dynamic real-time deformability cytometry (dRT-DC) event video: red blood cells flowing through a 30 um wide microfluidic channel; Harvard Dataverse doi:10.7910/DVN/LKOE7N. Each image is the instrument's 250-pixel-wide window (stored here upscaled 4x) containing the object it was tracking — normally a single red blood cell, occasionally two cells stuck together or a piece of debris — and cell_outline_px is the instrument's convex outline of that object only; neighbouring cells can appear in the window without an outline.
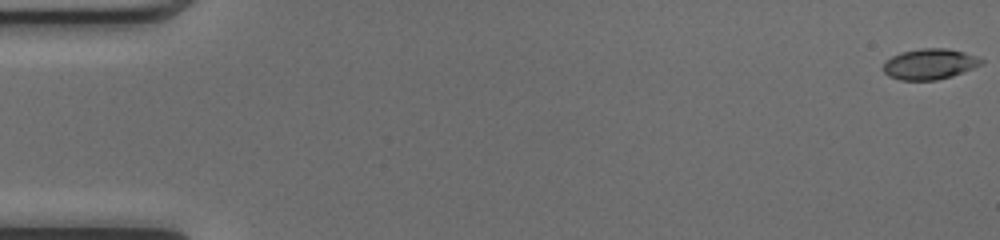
{"species": "common noctule bat (a hibernating species)", "species_latin": "Nyctalus noctula", "temperature_condition": "cold", "stored_images_in_passage": 51, "camera_frame_rate_fps": 3000, "um_per_image_px": 0.085, "animal": {"sex": "female", "body_mass_g": 17.0, "forearm_length_mm": 48.0}, "frame": {"image": 1, "passage_image": 1, "time_ms": 0.0, "image_size_px": [1000, 240], "cell_outline_px": [[984, 64], [952, 76], [936, 80], [900, 80], [888, 76], [884, 72], [884, 60], [900, 52], [920, 48], [948, 48], [964, 52], [984, 60]], "centroid_in_image_um": [79.01, 5.44], "position_along_channel_um": 6.0, "area_um2": 17.63}}
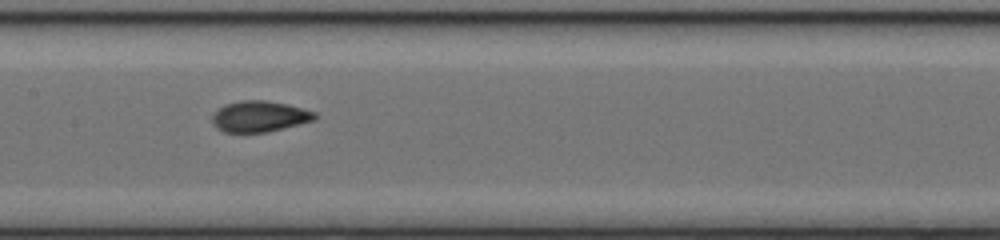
{"frame": {"image": 2, "passage_image": 26, "time_ms": 8.333, "image_size_px": [1000, 240], "cell_outline_px": [[316, 120], [268, 132], [224, 132], [216, 128], [212, 120], [212, 116], [224, 104], [240, 100], [264, 100], [288, 104], [316, 112]], "centroid_in_image_um": [22.07, 9.89], "position_along_channel_um": 185.3, "area_um2": 18.55}}
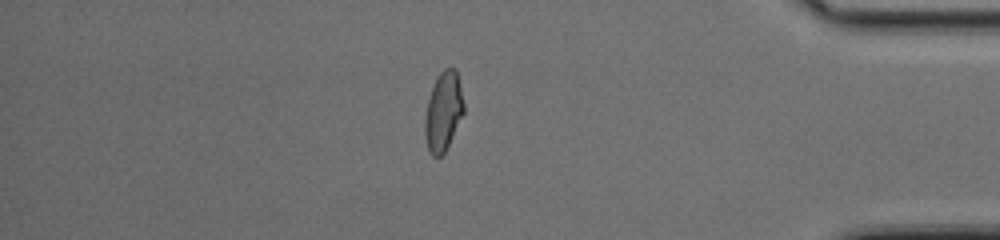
{"frame": {"image": 3, "passage_image": 44, "time_ms": 14.333, "image_size_px": [1000, 240], "cell_outline_px": [[464, 112], [444, 152], [440, 156], [432, 156], [428, 148], [424, 136], [424, 116], [428, 100], [436, 76], [444, 68], [456, 68], [464, 104]], "centroid_in_image_um": [37.66, 9.45], "position_along_channel_um": 397.5, "area_um2": 17.8}, "authors_computed_cell_mechanics": {"area_um2": 18.3804, "velocity_mm_per_s": 4.1139, "shape_relaxation_time_tau1_ms": 3.7144, "shape_relaxation_time_tau2_ms": 1.3083, "deformation_change_tau1": 0.1468, "deformation_change_tau2": 0.0657}}